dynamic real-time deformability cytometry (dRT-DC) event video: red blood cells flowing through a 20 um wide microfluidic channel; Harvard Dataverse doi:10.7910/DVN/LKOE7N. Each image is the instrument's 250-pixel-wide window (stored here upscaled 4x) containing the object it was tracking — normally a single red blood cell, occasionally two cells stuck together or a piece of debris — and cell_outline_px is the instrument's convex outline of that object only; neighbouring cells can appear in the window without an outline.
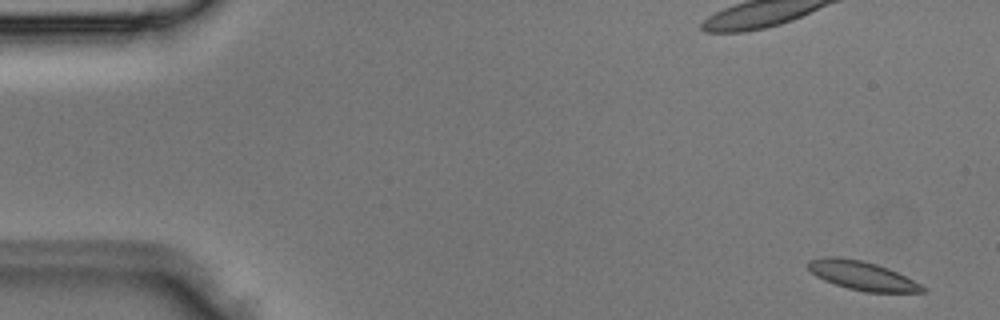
{"species": "Egyptian fruit bat (a non-hibernating species)", "species_latin": "Rousettus aegyptiacus", "temperature_condition": "room temperature", "stored_images_in_passage": 4, "camera_frame_rate_fps": 3000, "um_per_image_px": 0.085, "animal": {"sex": "male"}, "frame": {"image": 1, "passage_image": 1, "time_ms": 0.0, "image_size_px": [1000, 320], "cell_outline_px": [[924, 292], [864, 292], [848, 288], [824, 280], [816, 276], [808, 268], [808, 260], [824, 256], [840, 256], [864, 260], [888, 268], [920, 284], [924, 288]], "centroid_in_image_um": [73.22, 23.4], "position_along_channel_um": 11.8, "area_um2": 19.13}}